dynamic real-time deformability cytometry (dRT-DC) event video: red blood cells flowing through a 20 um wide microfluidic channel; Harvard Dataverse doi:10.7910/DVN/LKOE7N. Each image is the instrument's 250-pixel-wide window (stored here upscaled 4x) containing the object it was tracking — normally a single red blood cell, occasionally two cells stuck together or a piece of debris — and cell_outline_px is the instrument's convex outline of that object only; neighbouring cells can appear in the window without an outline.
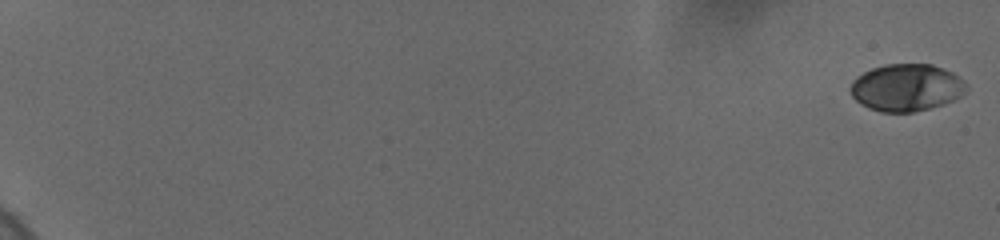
{"species": "human", "species_latin": "Homo sapiens", "temperature_condition": "cold", "stored_images_in_passage": 14, "camera_frame_rate_fps": 3000, "um_per_image_px": 0.085, "donor": {"sex": "female"}, "frame": {"image": 1, "passage_image": 1, "time_ms": 0.0, "image_size_px": [1000, 240], "cell_outline_px": [[968, 88], [960, 96], [952, 100], [928, 108], [912, 112], [880, 112], [868, 108], [860, 104], [852, 96], [848, 88], [852, 80], [856, 76], [872, 68], [884, 64], [932, 64], [952, 72], [964, 80], [968, 84]], "centroid_in_image_um": [77.01, 7.43], "position_along_channel_um": 8.0, "area_um2": 32.02}}
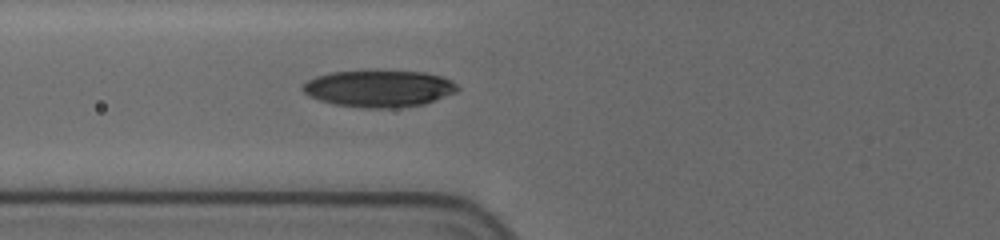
{"frame": {"image": 2, "passage_image": 12, "time_ms": 8.667, "image_size_px": [1000, 240], "cell_outline_px": [[460, 88], [456, 92], [424, 104], [388, 108], [364, 108], [336, 104], [320, 100], [304, 92], [300, 88], [308, 80], [316, 76], [332, 72], [424, 72], [440, 76], [452, 80]], "centroid_in_image_um": [32.23, 7.54], "position_along_channel_um": 93.6, "area_um2": 32.54}}
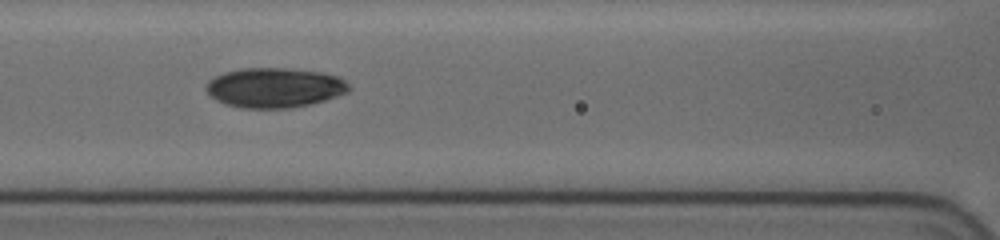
{"frame": {"image": 3, "passage_image": 14, "time_ms": 10.0, "image_size_px": [1000, 240], "cell_outline_px": [[348, 88], [344, 92], [324, 100], [308, 104], [288, 108], [244, 108], [228, 104], [216, 100], [204, 88], [208, 80], [224, 72], [240, 68], [284, 68], [320, 72], [340, 76], [348, 84]], "centroid_in_image_um": [23.29, 7.44], "position_along_channel_um": 143.3, "area_um2": 32.71}}